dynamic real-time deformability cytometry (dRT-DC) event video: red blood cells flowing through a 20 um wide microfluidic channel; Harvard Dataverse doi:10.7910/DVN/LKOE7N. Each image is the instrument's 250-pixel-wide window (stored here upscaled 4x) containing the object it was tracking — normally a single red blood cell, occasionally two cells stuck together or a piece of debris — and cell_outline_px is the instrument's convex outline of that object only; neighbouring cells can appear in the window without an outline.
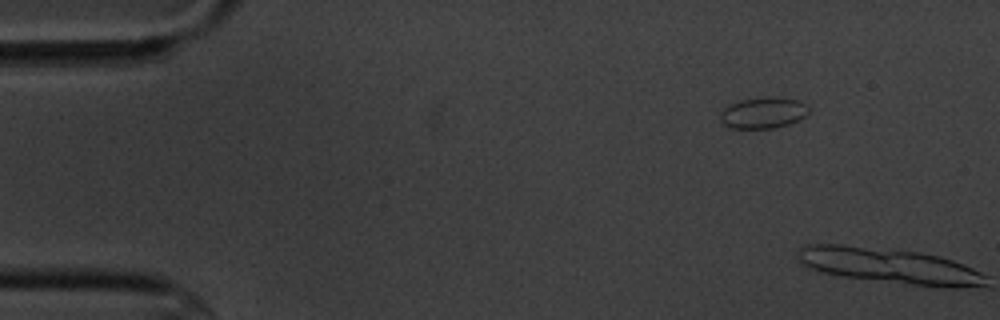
{"species": "common noctule bat (a hibernating species)", "species_latin": "Nyctalus noctula", "temperature_condition": "cold", "stored_images_in_passage": 2, "camera_frame_rate_fps": 3000, "um_per_image_px": 0.085, "animal": {"sex": "male", "body_mass_g": 20.1, "forearm_length_mm": 53.5}, "frame": {"image": 1, "passage_image": 1, "time_ms": 0.0, "image_size_px": [1000, 320], "cell_outline_px": [[808, 112], [800, 120], [788, 124], [772, 128], [732, 128], [724, 124], [720, 120], [720, 112], [724, 108], [740, 100], [772, 96], [780, 96], [800, 100], [808, 104]], "centroid_in_image_um": [64.91, 9.57], "position_along_channel_um": 20.1, "area_um2": 16.18}}